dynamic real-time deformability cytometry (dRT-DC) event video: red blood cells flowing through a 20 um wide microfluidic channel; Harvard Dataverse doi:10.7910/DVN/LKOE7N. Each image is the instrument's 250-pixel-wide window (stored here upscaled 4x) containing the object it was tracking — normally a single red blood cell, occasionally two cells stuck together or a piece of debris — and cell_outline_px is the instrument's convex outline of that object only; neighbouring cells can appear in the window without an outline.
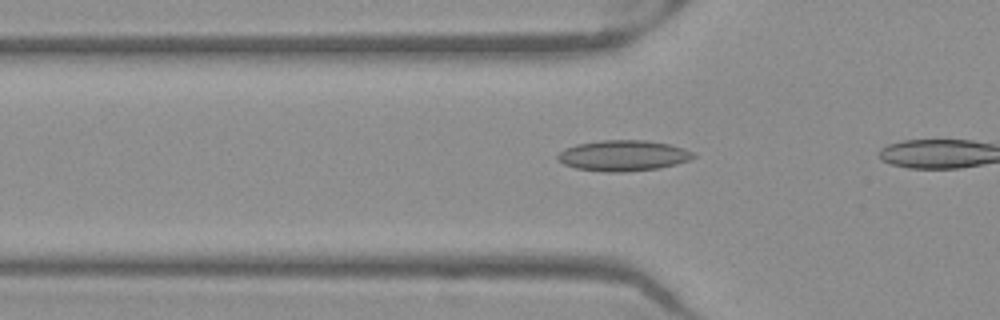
{"species": "Egyptian fruit bat (a non-hibernating species)", "species_latin": "Rousettus aegyptiacus", "temperature_condition": "warm", "stored_images_in_passage": 10, "camera_frame_rate_fps": 3000, "um_per_image_px": 0.085, "frame": {"image": 1, "passage_image": 5, "time_ms": 1.333, "image_size_px": [1000, 320], "cell_outline_px": [[696, 156], [688, 160], [676, 164], [660, 168], [624, 172], [604, 172], [576, 168], [564, 164], [556, 160], [556, 156], [564, 148], [576, 144], [600, 140], [648, 140], [668, 144], [684, 148], [692, 152]], "centroid_in_image_um": [52.94, 13.22], "position_along_channel_um": 72.9, "area_um2": 24.45}}
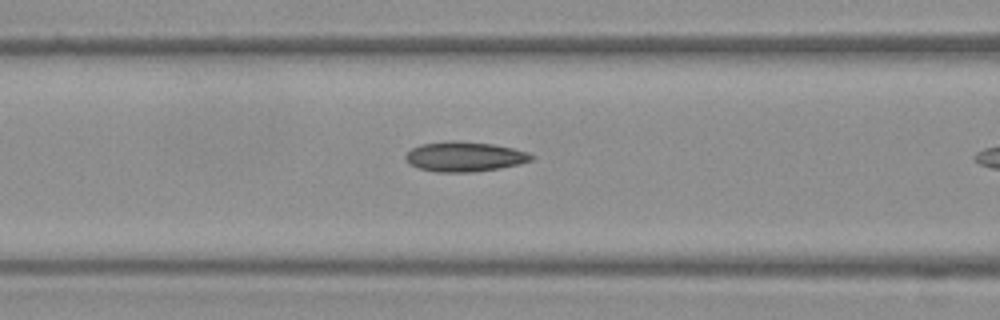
{"frame": {"image": 2, "passage_image": 9, "time_ms": 2.667, "image_size_px": [1000, 320], "cell_outline_px": [[536, 156], [532, 160], [520, 164], [500, 168], [472, 172], [436, 172], [420, 168], [408, 164], [404, 160], [404, 156], [412, 148], [420, 144], [448, 140], [452, 140], [492, 144], [512, 148], [528, 152]], "centroid_in_image_um": [39.47, 13.31], "position_along_channel_um": 127.1, "area_um2": 22.08}}